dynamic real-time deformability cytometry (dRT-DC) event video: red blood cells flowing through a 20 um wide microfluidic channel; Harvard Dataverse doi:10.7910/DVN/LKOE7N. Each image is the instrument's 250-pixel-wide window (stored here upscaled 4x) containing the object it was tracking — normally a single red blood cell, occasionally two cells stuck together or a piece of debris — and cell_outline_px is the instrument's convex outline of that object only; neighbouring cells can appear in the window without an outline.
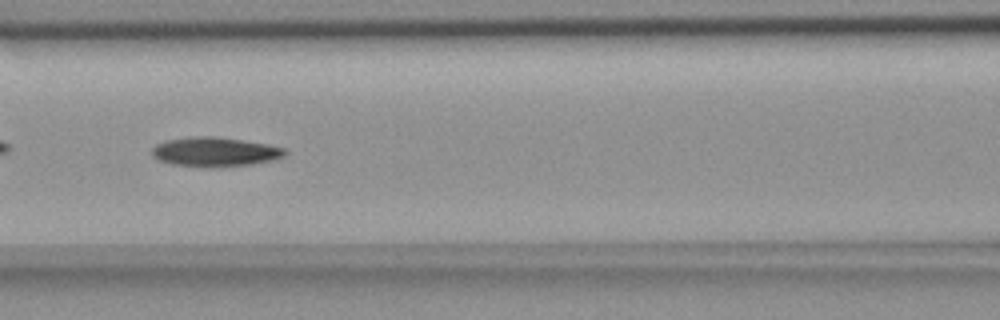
{"species": "common noctule bat (a hibernating species)", "species_latin": "Nyctalus noctula", "temperature_condition": "room temperature", "stored_images_in_passage": 41, "segment_of_instrument_passage": [1, 2], "camera_frame_rate_fps": 3000, "um_per_image_px": 0.085, "animal": {"sex": "female", "body_mass_g": 18.4}, "frame": {"image": 1, "passage_image": 9, "time_ms": 2.667, "image_size_px": [1000, 320], "cell_outline_px": [[288, 152], [284, 156], [272, 160], [252, 164], [208, 168], [204, 168], [172, 164], [160, 160], [152, 156], [152, 148], [156, 144], [164, 140], [192, 136], [212, 136], [268, 144], [284, 148]], "centroid_in_image_um": [18.24, 12.91], "position_along_channel_um": 148.4, "area_um2": 22.89}}
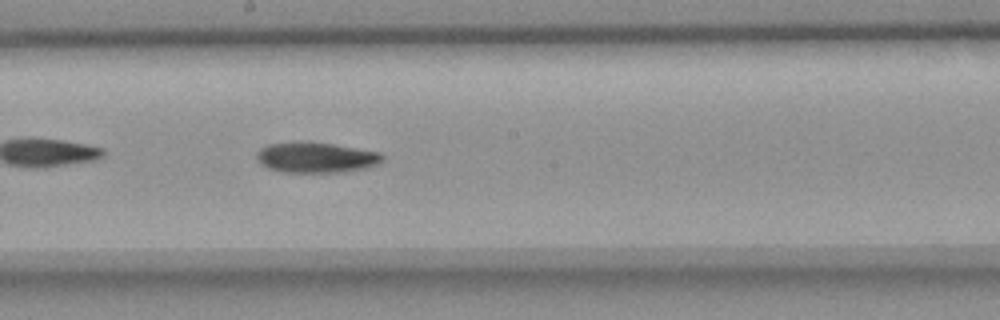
{"frame": {"image": 2, "passage_image": 15, "time_ms": 4.667, "image_size_px": [1000, 320], "cell_outline_px": [[384, 160], [380, 164], [364, 168], [340, 172], [280, 172], [268, 168], [260, 164], [256, 156], [256, 152], [260, 148], [268, 144], [332, 144], [380, 152], [384, 156]], "centroid_in_image_um": [26.89, 13.42], "position_along_channel_um": 221.3, "area_um2": 21.73}}
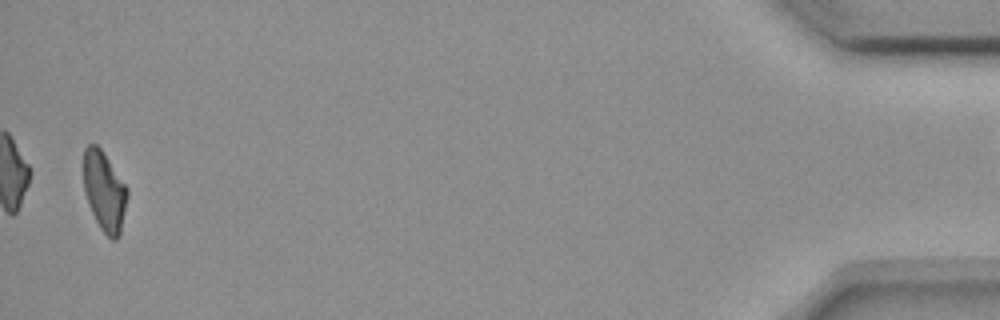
{"frame": {"image": 3, "passage_image": 39, "time_ms": 12.667, "image_size_px": [1000, 320], "cell_outline_px": [[128, 196], [120, 236], [116, 240], [112, 240], [100, 228], [92, 212], [84, 188], [84, 148], [88, 144], [96, 144], [100, 148], [128, 188]], "centroid_in_image_um": [8.89, 16.27], "position_along_channel_um": 426.3, "area_um2": 20.11}}